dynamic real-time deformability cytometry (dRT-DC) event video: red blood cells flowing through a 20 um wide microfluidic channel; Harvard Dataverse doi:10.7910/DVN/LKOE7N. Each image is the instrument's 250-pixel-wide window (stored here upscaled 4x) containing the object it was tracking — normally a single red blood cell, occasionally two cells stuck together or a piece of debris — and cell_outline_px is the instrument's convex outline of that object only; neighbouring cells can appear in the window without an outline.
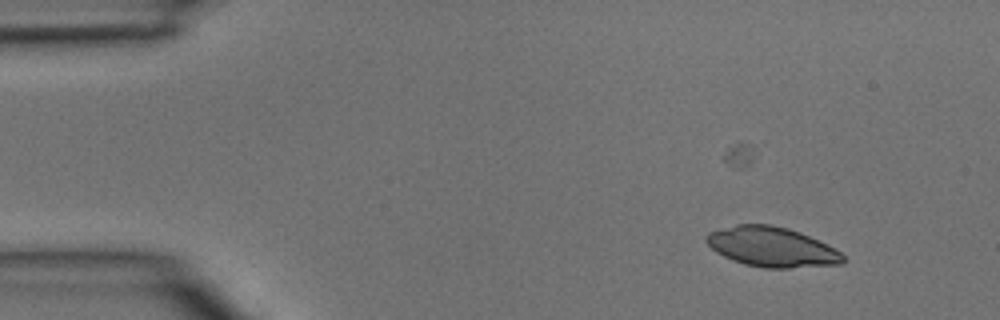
{"species": "common noctule bat (a hibernating species)", "species_latin": "Nyctalus noctula", "temperature_condition": "room temperature", "stored_images_in_passage": 3, "camera_frame_rate_fps": 3000, "um_per_image_px": 0.085, "animal": {"sex": "male", "body_mass_g": 15.6}, "frame": {"image": 1, "passage_image": 1, "time_ms": 0.0, "image_size_px": [1000, 320], "cell_outline_px": [[848, 260], [844, 264], [788, 268], [764, 268], [744, 264], [732, 260], [716, 252], [704, 240], [704, 236], [708, 232], [736, 224], [772, 224], [788, 228], [800, 232], [840, 252]], "centroid_in_image_um": [65.58, 20.99], "position_along_channel_um": 19.4, "area_um2": 31.79}}